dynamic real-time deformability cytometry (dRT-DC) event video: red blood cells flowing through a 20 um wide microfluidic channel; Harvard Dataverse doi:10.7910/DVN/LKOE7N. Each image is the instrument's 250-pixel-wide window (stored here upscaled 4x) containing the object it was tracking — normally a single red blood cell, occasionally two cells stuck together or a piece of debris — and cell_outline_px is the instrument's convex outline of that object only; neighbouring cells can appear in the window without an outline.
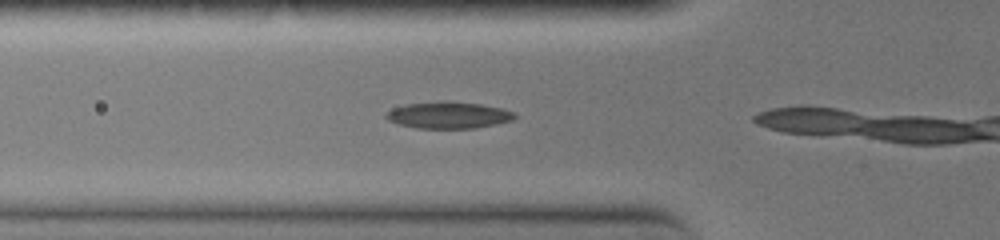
{"species": "common noctule bat (a hibernating species)", "species_latin": "Nyctalus noctula", "temperature_condition": "warm", "stored_images_in_passage": 5, "camera_frame_rate_fps": 3000, "um_per_image_px": 0.085, "animal": {"sex": "female", "body_mass_g": 19.0, "forearm_length_mm": 51.5}, "frame": {"image": 1, "passage_image": 2, "time_ms": 0.333, "image_size_px": [1000, 240], "cell_outline_px": [[516, 116], [512, 120], [496, 124], [476, 128], [416, 128], [400, 124], [388, 120], [384, 116], [392, 108], [404, 104], [444, 100], [448, 100], [480, 104], [504, 108], [512, 112]], "centroid_in_image_um": [38.11, 9.77], "position_along_channel_um": 87.7, "area_um2": 20.11}}